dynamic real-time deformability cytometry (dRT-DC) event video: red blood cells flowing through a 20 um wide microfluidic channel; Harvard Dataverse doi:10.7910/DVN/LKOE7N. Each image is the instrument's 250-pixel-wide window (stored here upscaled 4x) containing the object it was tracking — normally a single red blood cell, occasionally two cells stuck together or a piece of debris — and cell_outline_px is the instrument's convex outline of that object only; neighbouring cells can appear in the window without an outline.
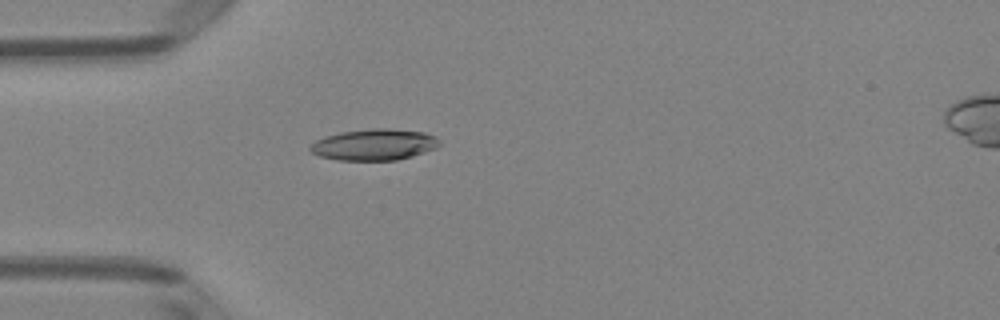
{"species": "Egyptian fruit bat (a non-hibernating species)", "species_latin": "Rousettus aegyptiacus", "temperature_condition": "room temperature", "stored_images_in_passage": 50, "camera_frame_rate_fps": 3000, "um_per_image_px": 0.085, "animal": {"sex": "female"}, "frame": {"image": 1, "passage_image": 15, "time_ms": 4.667, "image_size_px": [1000, 320], "cell_outline_px": [[440, 144], [436, 148], [412, 156], [396, 160], [336, 160], [320, 156], [312, 152], [308, 148], [316, 140], [324, 136], [340, 132], [372, 128], [388, 128], [424, 132], [436, 136], [440, 140]], "centroid_in_image_um": [31.81, 12.29], "position_along_channel_um": 53.2, "area_um2": 23.64}}
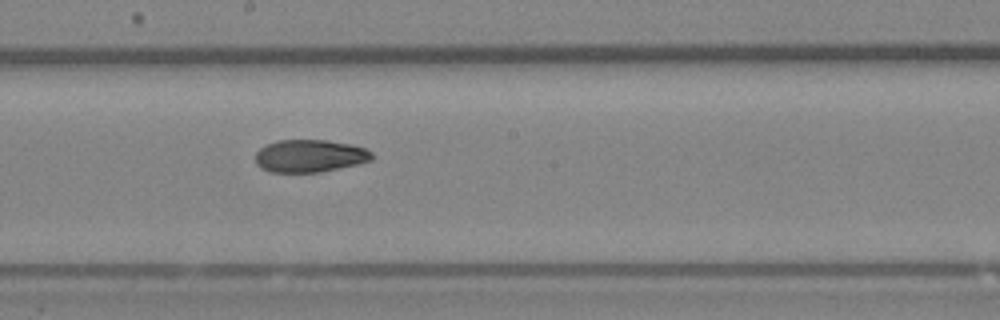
{"frame": {"image": 2, "passage_image": 28, "time_ms": 9.0, "image_size_px": [1000, 320], "cell_outline_px": [[372, 160], [356, 164], [320, 172], [268, 172], [260, 168], [256, 164], [256, 152], [260, 148], [276, 140], [328, 140], [352, 144], [364, 148], [372, 152]], "centroid_in_image_um": [26.31, 13.25], "position_along_channel_um": 221.9, "area_um2": 22.14}}
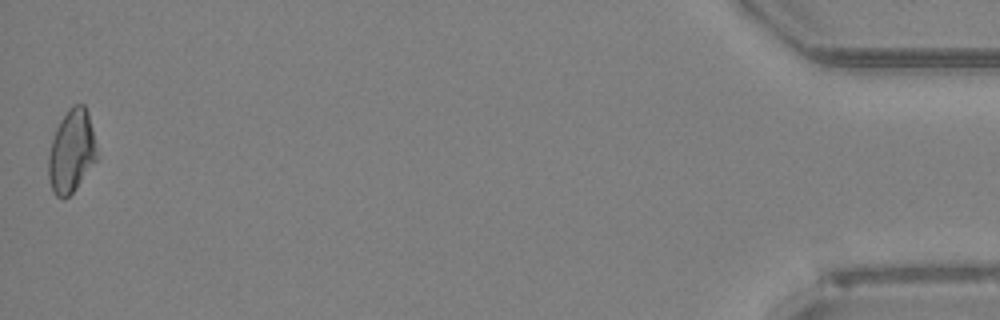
{"frame": {"image": 3, "passage_image": 50, "time_ms": 16.333, "image_size_px": [1000, 320], "cell_outline_px": [[96, 160], [76, 188], [64, 200], [56, 196], [52, 192], [48, 176], [48, 156], [52, 140], [56, 128], [60, 120], [68, 108], [72, 104], [84, 104], [88, 112], [92, 128], [96, 148]], "centroid_in_image_um": [6.05, 12.86], "position_along_channel_um": 429.1, "area_um2": 23.35}, "authors_computed_cell_mechanics": {"area_um2": 22.9177, "velocity_mm_per_s": 4.0871, "shape_relaxation_time_tau1_ms": null, "shape_relaxation_time_tau2_ms": 3.8788, "deformation_change_tau1": null, "deformation_change_tau2": 0.0936}}